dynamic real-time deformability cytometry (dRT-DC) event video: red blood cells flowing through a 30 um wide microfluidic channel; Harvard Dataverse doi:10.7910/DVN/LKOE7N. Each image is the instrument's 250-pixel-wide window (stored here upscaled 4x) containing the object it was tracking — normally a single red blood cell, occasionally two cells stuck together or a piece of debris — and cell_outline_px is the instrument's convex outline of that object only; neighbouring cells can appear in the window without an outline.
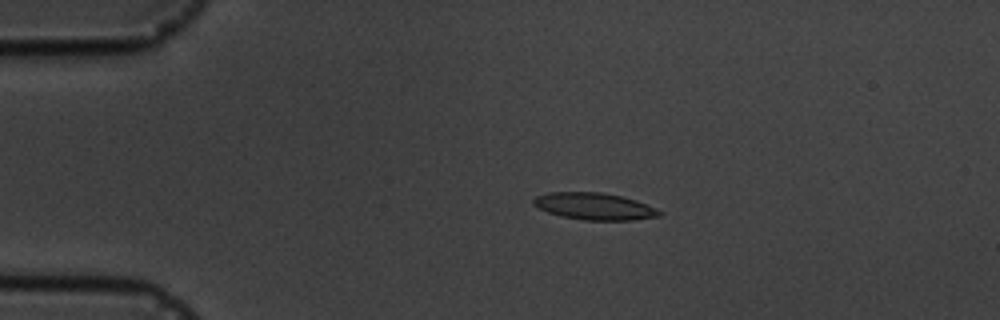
{"species": "common noctule bat (a hibernating species)", "species_latin": "Nyctalus noctula", "temperature_condition": "cold", "stored_images_in_passage": 17, "camera_frame_rate_fps": 3000, "um_per_image_px": 0.085, "animal": {"sex": "male", "body_mass_g": 19.5, "forearm_length_mm": 54.6}, "frame": {"image": 1, "passage_image": 4, "time_ms": 3.333, "image_size_px": [1000, 320], "cell_outline_px": [[664, 212], [660, 216], [632, 220], [584, 220], [560, 216], [548, 212], [532, 204], [532, 200], [536, 196], [548, 192], [600, 192], [620, 196], [636, 200], [656, 208]], "centroid_in_image_um": [50.52, 17.54], "position_along_channel_um": 34.5, "area_um2": 19.77}}
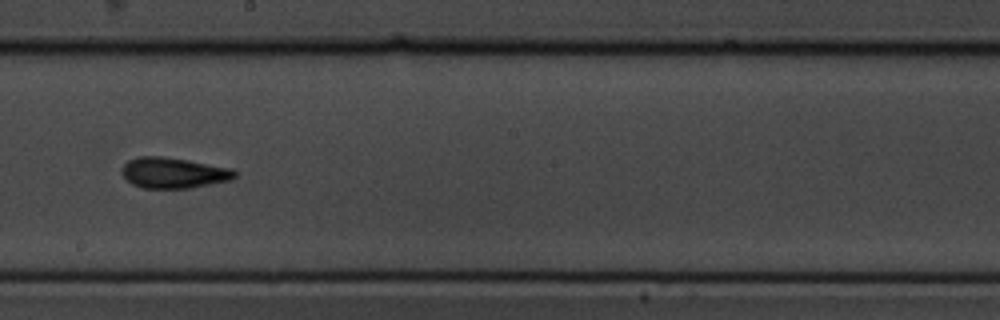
{"frame": {"image": 2, "passage_image": 10, "time_ms": 10.0, "image_size_px": [1000, 320], "cell_outline_px": [[236, 176], [232, 180], [192, 188], [144, 188], [132, 184], [120, 172], [120, 168], [128, 160], [136, 156], [160, 156], [188, 160], [232, 168], [236, 172]], "centroid_in_image_um": [14.74, 14.69], "position_along_channel_um": 233.5, "area_um2": 20.4}}
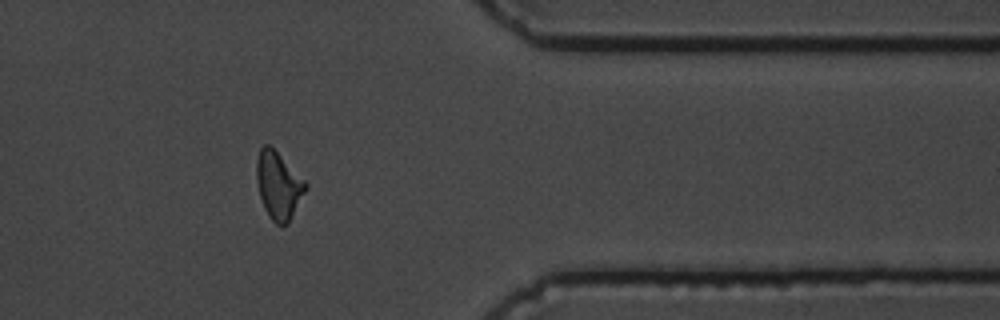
{"frame": {"image": 3, "passage_image": 14, "time_ms": 14.667, "image_size_px": [1000, 320], "cell_outline_px": [[308, 188], [288, 224], [276, 224], [268, 216], [264, 208], [260, 196], [256, 180], [256, 160], [260, 148], [264, 144], [268, 144], [308, 184]], "centroid_in_image_um": [23.66, 15.78], "position_along_channel_um": 387.7, "area_um2": 19.07}, "authors_computed_cell_mechanics": {"area_um2": 19.1318, "velocity_mm_per_s": 3.6299, "shape_relaxation_time_tau1_ms": 3.2051, "shape_relaxation_time_tau2_ms": 2.651, "deformation_change_tau1": 0.1286, "deformation_change_tau2": 0.1021}}